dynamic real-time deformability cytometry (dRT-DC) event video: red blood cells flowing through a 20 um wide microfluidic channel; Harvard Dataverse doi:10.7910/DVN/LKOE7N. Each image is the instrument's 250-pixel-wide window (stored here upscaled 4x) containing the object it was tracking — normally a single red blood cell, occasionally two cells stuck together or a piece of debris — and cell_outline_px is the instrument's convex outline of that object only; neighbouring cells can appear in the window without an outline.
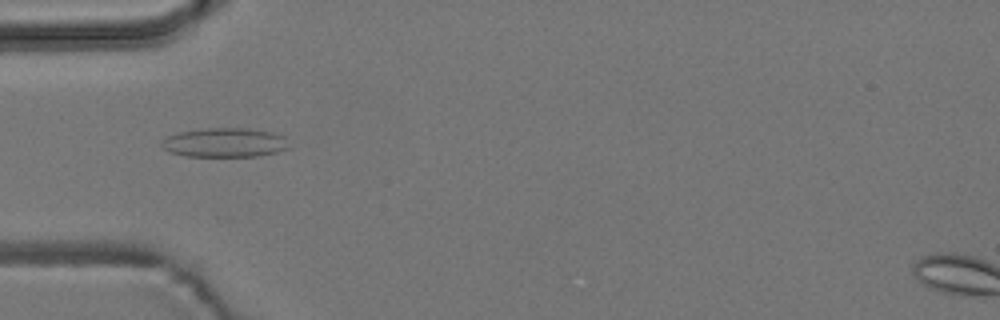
{"species": "common noctule bat (a hibernating species)", "species_latin": "Nyctalus noctula", "temperature_condition": "room temperature", "stored_images_in_passage": 5, "camera_frame_rate_fps": 3000, "um_per_image_px": 0.085, "animal": {"sex": "male", "body_mass_g": 19.2, "forearm_length_mm": 51.8}, "frame": {"image": 1, "passage_image": 1, "time_ms": 0.0, "image_size_px": [1000, 320], "cell_outline_px": [[288, 148], [276, 152], [256, 156], [184, 156], [172, 152], [164, 148], [160, 144], [160, 140], [168, 136], [180, 132], [208, 128], [248, 128], [272, 132], [284, 136]], "centroid_in_image_um": [19.08, 12.11], "position_along_channel_um": 65.9, "area_um2": 21.5}}
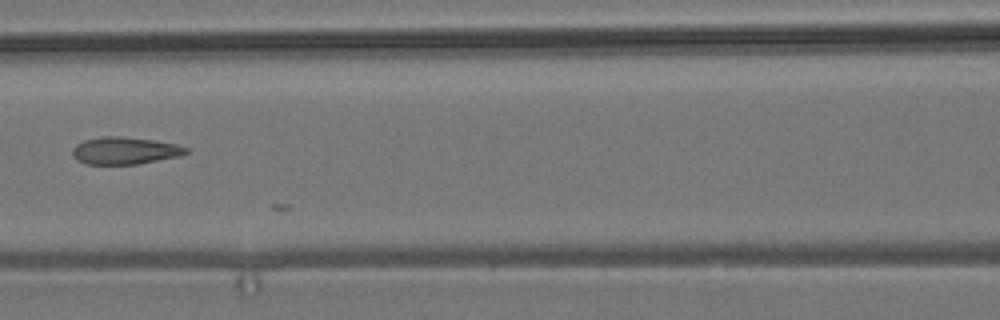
{"frame": {"image": 2, "passage_image": 3, "time_ms": 2.333, "image_size_px": [1000, 320], "cell_outline_px": [[188, 152], [180, 156], [136, 164], [84, 164], [76, 160], [72, 156], [72, 148], [76, 144], [84, 140], [100, 136], [120, 136], [152, 140], [176, 144], [188, 148]], "centroid_in_image_um": [10.56, 12.8], "position_along_channel_um": 156.0, "area_um2": 18.09}}